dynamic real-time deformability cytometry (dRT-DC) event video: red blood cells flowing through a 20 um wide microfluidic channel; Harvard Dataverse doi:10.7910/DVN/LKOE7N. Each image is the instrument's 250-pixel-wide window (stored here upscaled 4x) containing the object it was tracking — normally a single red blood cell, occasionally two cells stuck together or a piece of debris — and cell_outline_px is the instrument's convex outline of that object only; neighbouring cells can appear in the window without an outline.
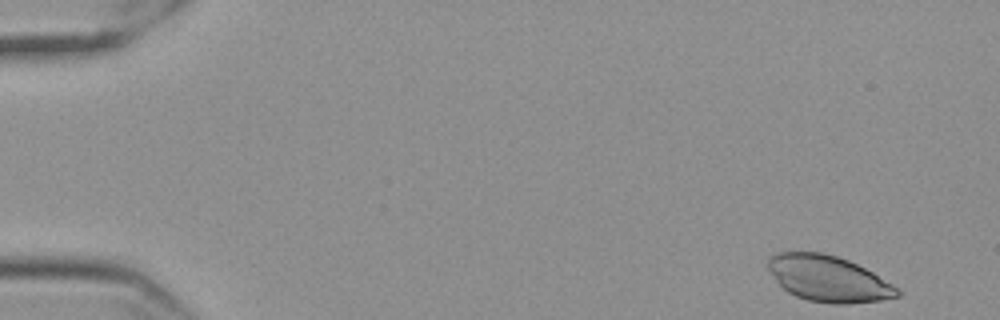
{"species": "Egyptian fruit bat (a non-hibernating species)", "species_latin": "Rousettus aegyptiacus", "temperature_condition": "cold", "stored_images_in_passage": 56, "camera_frame_rate_fps": 3000, "um_per_image_px": 0.085, "frame": {"image": 1, "passage_image": 1, "time_ms": 0.0, "image_size_px": [1000, 320], "cell_outline_px": [[900, 296], [880, 300], [852, 304], [832, 304], [808, 300], [796, 296], [788, 292], [776, 280], [768, 268], [768, 260], [772, 256], [780, 252], [820, 252], [836, 256], [848, 260], [872, 272], [892, 284], [900, 292]], "centroid_in_image_um": [70.41, 23.7], "position_along_channel_um": 14.6, "area_um2": 34.28}}
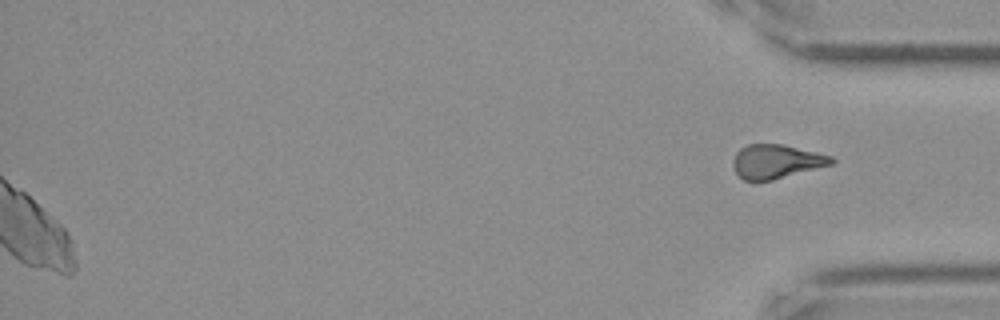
{"frame": {"image": 2, "passage_image": 56, "time_ms": 18.333, "image_size_px": [1000, 320], "cell_outline_px": [[836, 160], [832, 164], [772, 180], [744, 180], [736, 172], [732, 164], [732, 160], [736, 152], [740, 148], [748, 144], [784, 144], [832, 156]], "centroid_in_image_um": [65.97, 13.71], "position_along_channel_um": 369.2, "area_um2": 19.36}}